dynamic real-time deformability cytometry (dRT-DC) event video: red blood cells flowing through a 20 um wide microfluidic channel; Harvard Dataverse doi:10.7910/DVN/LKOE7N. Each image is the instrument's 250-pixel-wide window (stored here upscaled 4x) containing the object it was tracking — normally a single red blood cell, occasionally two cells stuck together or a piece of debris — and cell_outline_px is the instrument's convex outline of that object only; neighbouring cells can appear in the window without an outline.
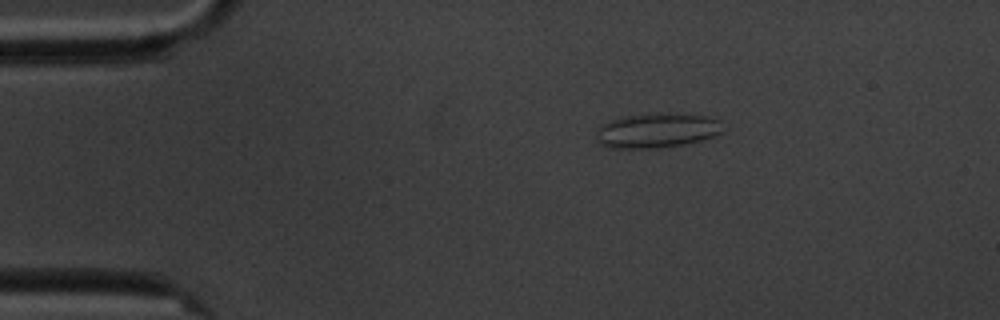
{"species": "common noctule bat (a hibernating species)", "species_latin": "Nyctalus noctula", "temperature_condition": "cold", "stored_images_in_passage": 4, "camera_frame_rate_fps": 3000, "um_per_image_px": 0.085, "animal": {"sex": "male", "body_mass_g": 20.1, "forearm_length_mm": 53.5}, "frame": {"image": 1, "passage_image": 3, "time_ms": 2.333, "image_size_px": [1000, 320], "cell_outline_px": [[724, 132], [716, 136], [684, 144], [656, 148], [608, 148], [600, 144], [596, 140], [596, 128], [600, 124], [608, 120], [620, 116], [656, 112], [668, 112], [708, 116], [720, 120]], "centroid_in_image_um": [55.8, 11.06], "position_along_channel_um": 29.2, "area_um2": 26.41}}